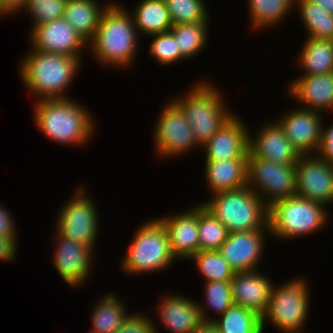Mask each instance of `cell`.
Returning <instances> with one entry per match:
<instances>
[{"label": "cell", "mask_w": 333, "mask_h": 333, "mask_svg": "<svg viewBox=\"0 0 333 333\" xmlns=\"http://www.w3.org/2000/svg\"><path fill=\"white\" fill-rule=\"evenodd\" d=\"M192 86L183 97L179 95L172 100L185 114L198 145L202 147L233 113L225 106L221 91L212 82L202 80Z\"/></svg>", "instance_id": "277c9868"}, {"label": "cell", "mask_w": 333, "mask_h": 333, "mask_svg": "<svg viewBox=\"0 0 333 333\" xmlns=\"http://www.w3.org/2000/svg\"><path fill=\"white\" fill-rule=\"evenodd\" d=\"M5 15H8L4 10H3V3L2 0H0V17H3Z\"/></svg>", "instance_id": "f6af8a7d"}, {"label": "cell", "mask_w": 333, "mask_h": 333, "mask_svg": "<svg viewBox=\"0 0 333 333\" xmlns=\"http://www.w3.org/2000/svg\"><path fill=\"white\" fill-rule=\"evenodd\" d=\"M3 10L9 15L21 12L27 3V0H2ZM21 10V11H20Z\"/></svg>", "instance_id": "b9f144b4"}, {"label": "cell", "mask_w": 333, "mask_h": 333, "mask_svg": "<svg viewBox=\"0 0 333 333\" xmlns=\"http://www.w3.org/2000/svg\"><path fill=\"white\" fill-rule=\"evenodd\" d=\"M330 41H331V43L333 44V35H332V37H331Z\"/></svg>", "instance_id": "bcb514c9"}, {"label": "cell", "mask_w": 333, "mask_h": 333, "mask_svg": "<svg viewBox=\"0 0 333 333\" xmlns=\"http://www.w3.org/2000/svg\"><path fill=\"white\" fill-rule=\"evenodd\" d=\"M34 105L35 124L53 142L83 146L94 135V118L79 102L70 98L42 99L35 100Z\"/></svg>", "instance_id": "7a4b0ae2"}, {"label": "cell", "mask_w": 333, "mask_h": 333, "mask_svg": "<svg viewBox=\"0 0 333 333\" xmlns=\"http://www.w3.org/2000/svg\"><path fill=\"white\" fill-rule=\"evenodd\" d=\"M258 271L236 272L230 280V285L234 304L262 316L268 307L274 284Z\"/></svg>", "instance_id": "ffe728a7"}, {"label": "cell", "mask_w": 333, "mask_h": 333, "mask_svg": "<svg viewBox=\"0 0 333 333\" xmlns=\"http://www.w3.org/2000/svg\"><path fill=\"white\" fill-rule=\"evenodd\" d=\"M158 219L167 231L171 252L177 260H187L199 251V204Z\"/></svg>", "instance_id": "d6986e66"}, {"label": "cell", "mask_w": 333, "mask_h": 333, "mask_svg": "<svg viewBox=\"0 0 333 333\" xmlns=\"http://www.w3.org/2000/svg\"><path fill=\"white\" fill-rule=\"evenodd\" d=\"M209 21L172 25L169 30L177 39L178 50L186 58L197 55L206 44Z\"/></svg>", "instance_id": "4dcf8cb0"}, {"label": "cell", "mask_w": 333, "mask_h": 333, "mask_svg": "<svg viewBox=\"0 0 333 333\" xmlns=\"http://www.w3.org/2000/svg\"><path fill=\"white\" fill-rule=\"evenodd\" d=\"M295 177L297 196L326 206L333 203V163L316 154L300 155Z\"/></svg>", "instance_id": "7c38bea8"}, {"label": "cell", "mask_w": 333, "mask_h": 333, "mask_svg": "<svg viewBox=\"0 0 333 333\" xmlns=\"http://www.w3.org/2000/svg\"><path fill=\"white\" fill-rule=\"evenodd\" d=\"M325 207L321 203L297 195L273 203L268 208L270 235L283 241L320 231L329 219Z\"/></svg>", "instance_id": "8992f818"}, {"label": "cell", "mask_w": 333, "mask_h": 333, "mask_svg": "<svg viewBox=\"0 0 333 333\" xmlns=\"http://www.w3.org/2000/svg\"><path fill=\"white\" fill-rule=\"evenodd\" d=\"M237 116L233 114L201 147L205 150V161L248 158L249 127Z\"/></svg>", "instance_id": "e0dca14e"}, {"label": "cell", "mask_w": 333, "mask_h": 333, "mask_svg": "<svg viewBox=\"0 0 333 333\" xmlns=\"http://www.w3.org/2000/svg\"><path fill=\"white\" fill-rule=\"evenodd\" d=\"M30 33V47L46 53L68 55L82 60L81 52L88 47V42L64 18L41 23L32 27Z\"/></svg>", "instance_id": "4fadbf2b"}, {"label": "cell", "mask_w": 333, "mask_h": 333, "mask_svg": "<svg viewBox=\"0 0 333 333\" xmlns=\"http://www.w3.org/2000/svg\"><path fill=\"white\" fill-rule=\"evenodd\" d=\"M67 0H27L23 12L32 16L35 27L41 23L54 21L64 17Z\"/></svg>", "instance_id": "8d00e7d4"}, {"label": "cell", "mask_w": 333, "mask_h": 333, "mask_svg": "<svg viewBox=\"0 0 333 333\" xmlns=\"http://www.w3.org/2000/svg\"><path fill=\"white\" fill-rule=\"evenodd\" d=\"M30 50L19 66V76L29 92L35 94L37 100L69 98L65 92L77 76L82 61L68 55Z\"/></svg>", "instance_id": "3957f363"}, {"label": "cell", "mask_w": 333, "mask_h": 333, "mask_svg": "<svg viewBox=\"0 0 333 333\" xmlns=\"http://www.w3.org/2000/svg\"><path fill=\"white\" fill-rule=\"evenodd\" d=\"M289 92L297 102L312 111L333 110V73L301 75L291 82Z\"/></svg>", "instance_id": "44dd1931"}, {"label": "cell", "mask_w": 333, "mask_h": 333, "mask_svg": "<svg viewBox=\"0 0 333 333\" xmlns=\"http://www.w3.org/2000/svg\"><path fill=\"white\" fill-rule=\"evenodd\" d=\"M295 165H283L263 158L247 159V186L269 208L279 200L296 195Z\"/></svg>", "instance_id": "30bf717a"}, {"label": "cell", "mask_w": 333, "mask_h": 333, "mask_svg": "<svg viewBox=\"0 0 333 333\" xmlns=\"http://www.w3.org/2000/svg\"><path fill=\"white\" fill-rule=\"evenodd\" d=\"M228 234L224 223L199 203V251H218Z\"/></svg>", "instance_id": "1f68e13d"}, {"label": "cell", "mask_w": 333, "mask_h": 333, "mask_svg": "<svg viewBox=\"0 0 333 333\" xmlns=\"http://www.w3.org/2000/svg\"><path fill=\"white\" fill-rule=\"evenodd\" d=\"M157 310L159 321L172 333H191L203 321L198 302L182 295H165Z\"/></svg>", "instance_id": "7402d4cb"}, {"label": "cell", "mask_w": 333, "mask_h": 333, "mask_svg": "<svg viewBox=\"0 0 333 333\" xmlns=\"http://www.w3.org/2000/svg\"><path fill=\"white\" fill-rule=\"evenodd\" d=\"M114 293H107L92 310V328L94 333H114L129 316L127 307Z\"/></svg>", "instance_id": "4316f807"}, {"label": "cell", "mask_w": 333, "mask_h": 333, "mask_svg": "<svg viewBox=\"0 0 333 333\" xmlns=\"http://www.w3.org/2000/svg\"><path fill=\"white\" fill-rule=\"evenodd\" d=\"M247 159L205 161V178L210 193L216 194L243 188L247 184Z\"/></svg>", "instance_id": "603a6c76"}, {"label": "cell", "mask_w": 333, "mask_h": 333, "mask_svg": "<svg viewBox=\"0 0 333 333\" xmlns=\"http://www.w3.org/2000/svg\"><path fill=\"white\" fill-rule=\"evenodd\" d=\"M151 37L149 55L157 60L158 64L166 66L186 59L178 50L177 39L170 31L154 34Z\"/></svg>", "instance_id": "d590c367"}, {"label": "cell", "mask_w": 333, "mask_h": 333, "mask_svg": "<svg viewBox=\"0 0 333 333\" xmlns=\"http://www.w3.org/2000/svg\"><path fill=\"white\" fill-rule=\"evenodd\" d=\"M153 130L156 154L172 158L199 147L194 132L181 108L171 99L158 116Z\"/></svg>", "instance_id": "8fae6325"}, {"label": "cell", "mask_w": 333, "mask_h": 333, "mask_svg": "<svg viewBox=\"0 0 333 333\" xmlns=\"http://www.w3.org/2000/svg\"><path fill=\"white\" fill-rule=\"evenodd\" d=\"M1 205L2 204H0V235L10 238L16 242L17 241L16 240L17 239V236H16L17 228H16V225H14L15 221H14L10 211H8V208H6L7 210H5V207H3Z\"/></svg>", "instance_id": "ab89813d"}, {"label": "cell", "mask_w": 333, "mask_h": 333, "mask_svg": "<svg viewBox=\"0 0 333 333\" xmlns=\"http://www.w3.org/2000/svg\"><path fill=\"white\" fill-rule=\"evenodd\" d=\"M99 4L96 0L66 1L63 18L87 42L94 37L101 16L108 6Z\"/></svg>", "instance_id": "cb8c5ba5"}, {"label": "cell", "mask_w": 333, "mask_h": 333, "mask_svg": "<svg viewBox=\"0 0 333 333\" xmlns=\"http://www.w3.org/2000/svg\"><path fill=\"white\" fill-rule=\"evenodd\" d=\"M137 314V315H136ZM130 314L114 333H156L155 323L149 316L139 313Z\"/></svg>", "instance_id": "74e56055"}, {"label": "cell", "mask_w": 333, "mask_h": 333, "mask_svg": "<svg viewBox=\"0 0 333 333\" xmlns=\"http://www.w3.org/2000/svg\"><path fill=\"white\" fill-rule=\"evenodd\" d=\"M204 292H205V301L206 304H199L201 317L203 321H212L209 318L208 308L213 312H216L218 315H222L231 305L234 304L230 281H209L204 282ZM204 304V305H203ZM208 307L207 309L205 307ZM208 317V318H207Z\"/></svg>", "instance_id": "836d02e7"}, {"label": "cell", "mask_w": 333, "mask_h": 333, "mask_svg": "<svg viewBox=\"0 0 333 333\" xmlns=\"http://www.w3.org/2000/svg\"><path fill=\"white\" fill-rule=\"evenodd\" d=\"M301 107V108H300ZM275 120L285 131L286 137L300 155L316 154L322 134V113L301 105Z\"/></svg>", "instance_id": "2e32d148"}, {"label": "cell", "mask_w": 333, "mask_h": 333, "mask_svg": "<svg viewBox=\"0 0 333 333\" xmlns=\"http://www.w3.org/2000/svg\"><path fill=\"white\" fill-rule=\"evenodd\" d=\"M313 4L319 5L324 8L326 11L333 14V0H308Z\"/></svg>", "instance_id": "ee69618b"}, {"label": "cell", "mask_w": 333, "mask_h": 333, "mask_svg": "<svg viewBox=\"0 0 333 333\" xmlns=\"http://www.w3.org/2000/svg\"><path fill=\"white\" fill-rule=\"evenodd\" d=\"M325 128L323 124L321 141L316 155L327 162L333 163V125L331 124L327 129Z\"/></svg>", "instance_id": "f35d334b"}, {"label": "cell", "mask_w": 333, "mask_h": 333, "mask_svg": "<svg viewBox=\"0 0 333 333\" xmlns=\"http://www.w3.org/2000/svg\"><path fill=\"white\" fill-rule=\"evenodd\" d=\"M298 62L305 72L302 75L333 73V44L328 39L306 36Z\"/></svg>", "instance_id": "484cf974"}, {"label": "cell", "mask_w": 333, "mask_h": 333, "mask_svg": "<svg viewBox=\"0 0 333 333\" xmlns=\"http://www.w3.org/2000/svg\"><path fill=\"white\" fill-rule=\"evenodd\" d=\"M120 267L133 275L163 271L177 259L172 254L167 231L158 218L138 226ZM169 266V267H168Z\"/></svg>", "instance_id": "52a82bcc"}, {"label": "cell", "mask_w": 333, "mask_h": 333, "mask_svg": "<svg viewBox=\"0 0 333 333\" xmlns=\"http://www.w3.org/2000/svg\"><path fill=\"white\" fill-rule=\"evenodd\" d=\"M191 333H220L213 321H202Z\"/></svg>", "instance_id": "7bdbcfd3"}, {"label": "cell", "mask_w": 333, "mask_h": 333, "mask_svg": "<svg viewBox=\"0 0 333 333\" xmlns=\"http://www.w3.org/2000/svg\"><path fill=\"white\" fill-rule=\"evenodd\" d=\"M212 321L220 333H263L261 315L236 304Z\"/></svg>", "instance_id": "83f0119b"}, {"label": "cell", "mask_w": 333, "mask_h": 333, "mask_svg": "<svg viewBox=\"0 0 333 333\" xmlns=\"http://www.w3.org/2000/svg\"><path fill=\"white\" fill-rule=\"evenodd\" d=\"M55 252L52 263L57 272L71 287H78L86 282L92 271L91 263L94 252L92 246L67 239L57 232L55 233ZM93 255V256H92Z\"/></svg>", "instance_id": "9a60e30c"}, {"label": "cell", "mask_w": 333, "mask_h": 333, "mask_svg": "<svg viewBox=\"0 0 333 333\" xmlns=\"http://www.w3.org/2000/svg\"><path fill=\"white\" fill-rule=\"evenodd\" d=\"M131 15L137 33L145 36L167 32L173 25L165 0H141Z\"/></svg>", "instance_id": "d4e9b609"}, {"label": "cell", "mask_w": 333, "mask_h": 333, "mask_svg": "<svg viewBox=\"0 0 333 333\" xmlns=\"http://www.w3.org/2000/svg\"><path fill=\"white\" fill-rule=\"evenodd\" d=\"M309 287L305 278H292L279 286L273 285L269 304L261 316L264 332L267 320L281 333H303L309 313Z\"/></svg>", "instance_id": "ba28073f"}, {"label": "cell", "mask_w": 333, "mask_h": 333, "mask_svg": "<svg viewBox=\"0 0 333 333\" xmlns=\"http://www.w3.org/2000/svg\"><path fill=\"white\" fill-rule=\"evenodd\" d=\"M188 260H194L204 281H230L235 272L218 251H198Z\"/></svg>", "instance_id": "d6a6232c"}, {"label": "cell", "mask_w": 333, "mask_h": 333, "mask_svg": "<svg viewBox=\"0 0 333 333\" xmlns=\"http://www.w3.org/2000/svg\"><path fill=\"white\" fill-rule=\"evenodd\" d=\"M258 132L255 137L249 133L248 158H263L283 165L297 164L300 153L276 120L263 123Z\"/></svg>", "instance_id": "ac0fdd59"}, {"label": "cell", "mask_w": 333, "mask_h": 333, "mask_svg": "<svg viewBox=\"0 0 333 333\" xmlns=\"http://www.w3.org/2000/svg\"><path fill=\"white\" fill-rule=\"evenodd\" d=\"M248 3L251 24L259 31L280 23L295 6L294 0H248Z\"/></svg>", "instance_id": "f1b7e54d"}, {"label": "cell", "mask_w": 333, "mask_h": 333, "mask_svg": "<svg viewBox=\"0 0 333 333\" xmlns=\"http://www.w3.org/2000/svg\"><path fill=\"white\" fill-rule=\"evenodd\" d=\"M17 243L10 238L0 235V260L11 262L16 257Z\"/></svg>", "instance_id": "60d3db41"}, {"label": "cell", "mask_w": 333, "mask_h": 333, "mask_svg": "<svg viewBox=\"0 0 333 333\" xmlns=\"http://www.w3.org/2000/svg\"><path fill=\"white\" fill-rule=\"evenodd\" d=\"M309 38L330 40L333 35V14L308 0H294Z\"/></svg>", "instance_id": "f546056e"}, {"label": "cell", "mask_w": 333, "mask_h": 333, "mask_svg": "<svg viewBox=\"0 0 333 333\" xmlns=\"http://www.w3.org/2000/svg\"><path fill=\"white\" fill-rule=\"evenodd\" d=\"M77 191V192H76ZM75 191L74 197L58 211L56 232L73 241L81 242L89 246L96 245L99 233V215L94 200L86 192V186L80 185ZM87 193V195H86Z\"/></svg>", "instance_id": "9c48e42d"}, {"label": "cell", "mask_w": 333, "mask_h": 333, "mask_svg": "<svg viewBox=\"0 0 333 333\" xmlns=\"http://www.w3.org/2000/svg\"><path fill=\"white\" fill-rule=\"evenodd\" d=\"M210 200L201 202L229 233L269 229L268 207L261 197L247 185L243 188L211 194Z\"/></svg>", "instance_id": "5b68a950"}, {"label": "cell", "mask_w": 333, "mask_h": 333, "mask_svg": "<svg viewBox=\"0 0 333 333\" xmlns=\"http://www.w3.org/2000/svg\"><path fill=\"white\" fill-rule=\"evenodd\" d=\"M173 25L209 21L204 0H165Z\"/></svg>", "instance_id": "e575fe53"}, {"label": "cell", "mask_w": 333, "mask_h": 333, "mask_svg": "<svg viewBox=\"0 0 333 333\" xmlns=\"http://www.w3.org/2000/svg\"><path fill=\"white\" fill-rule=\"evenodd\" d=\"M138 40L131 12L113 2L104 10L87 48L99 64L128 68L137 55Z\"/></svg>", "instance_id": "6da1fadb"}, {"label": "cell", "mask_w": 333, "mask_h": 333, "mask_svg": "<svg viewBox=\"0 0 333 333\" xmlns=\"http://www.w3.org/2000/svg\"><path fill=\"white\" fill-rule=\"evenodd\" d=\"M265 234H270L269 229L231 232L218 252L235 273L256 271L264 254Z\"/></svg>", "instance_id": "5bb4252c"}]
</instances>
